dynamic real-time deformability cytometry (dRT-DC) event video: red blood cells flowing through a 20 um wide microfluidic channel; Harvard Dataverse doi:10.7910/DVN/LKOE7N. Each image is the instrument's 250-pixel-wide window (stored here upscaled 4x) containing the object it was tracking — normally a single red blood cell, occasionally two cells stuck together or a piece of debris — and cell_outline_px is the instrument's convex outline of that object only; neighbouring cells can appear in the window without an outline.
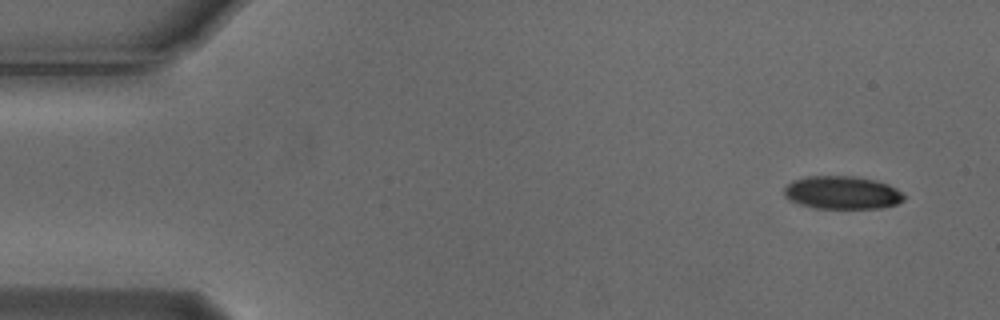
{"species": "Egyptian fruit bat (a non-hibernating species)", "species_latin": "Rousettus aegyptiacus", "temperature_condition": "cold", "stored_images_in_passage": 6, "camera_frame_rate_fps": 3000, "um_per_image_px": 0.085, "animal": {"sex": "male"}, "frame": {"image": 1, "passage_image": 1, "time_ms": 0.0, "image_size_px": [1000, 320], "cell_outline_px": [[904, 200], [896, 204], [880, 208], [816, 208], [800, 204], [784, 196], [784, 188], [792, 180], [808, 176], [856, 176], [876, 180], [888, 184], [896, 188], [904, 196]], "centroid_in_image_um": [71.58, 16.36], "position_along_channel_um": 13.4, "area_um2": 23.0}}
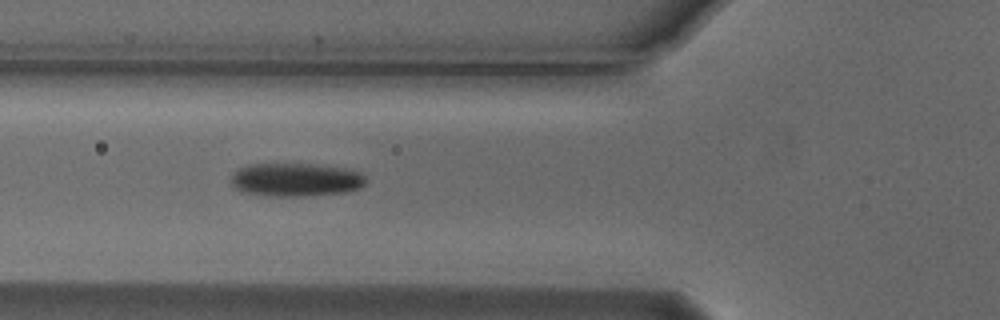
{"frame": {"image": 2, "passage_image": 5, "time_ms": 1.333, "image_size_px": [1000, 320], "cell_outline_px": [[364, 184], [360, 188], [344, 192], [300, 196], [268, 196], [248, 192], [236, 188], [228, 180], [240, 168], [248, 164], [312, 164], [340, 168], [360, 172], [364, 176]], "centroid_in_image_um": [25.11, 15.27], "position_along_channel_um": 100.7, "area_um2": 25.78}}
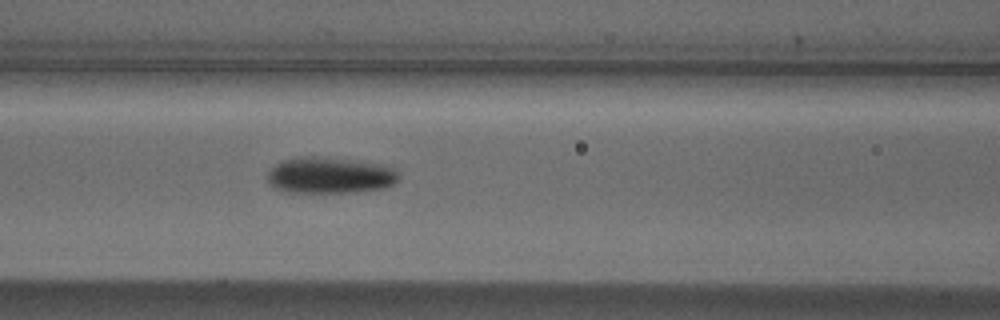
{"frame": {"image": 3, "passage_image": 6, "time_ms": 1.667, "image_size_px": [1000, 320], "cell_outline_px": [[396, 180], [392, 184], [384, 188], [344, 192], [288, 192], [276, 188], [268, 180], [268, 172], [276, 164], [284, 160], [296, 156], [320, 156], [380, 164], [392, 168], [396, 172]], "centroid_in_image_um": [27.98, 14.89], "position_along_channel_um": 138.6, "area_um2": 27.22}}